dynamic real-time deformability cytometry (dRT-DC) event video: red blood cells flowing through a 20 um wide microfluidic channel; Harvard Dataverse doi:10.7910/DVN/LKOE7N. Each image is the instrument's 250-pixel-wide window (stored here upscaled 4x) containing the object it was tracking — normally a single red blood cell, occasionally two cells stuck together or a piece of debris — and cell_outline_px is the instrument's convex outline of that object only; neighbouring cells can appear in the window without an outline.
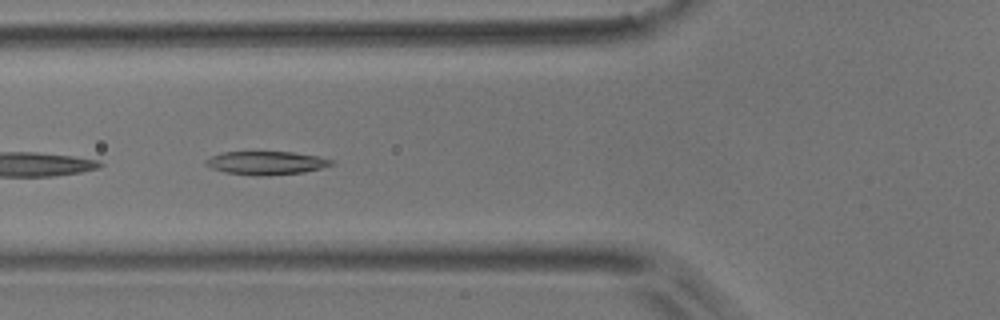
{"species": "common noctule bat (a hibernating species)", "species_latin": "Nyctalus noctula", "temperature_condition": "room temperature", "stored_images_in_passage": 8, "camera_frame_rate_fps": 3000, "um_per_image_px": 0.085, "animal": {"sex": "male", "body_mass_g": 17.9}, "frame": {"image": 1, "passage_image": 6, "time_ms": 5.667, "image_size_px": [1000, 320], "cell_outline_px": [[336, 164], [304, 172], [224, 172], [212, 168], [204, 164], [204, 160], [212, 156], [224, 152], [292, 152], [316, 156], [336, 160]], "centroid_in_image_um": [22.67, 13.78], "position_along_channel_um": 103.1, "area_um2": 15.9}}
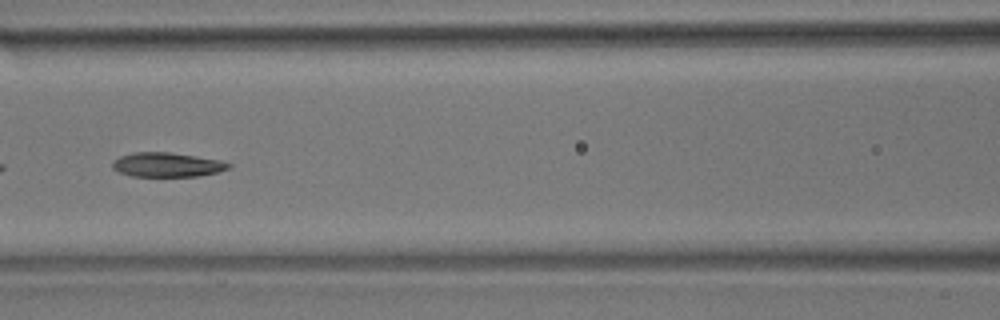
{"frame": {"image": 2, "passage_image": 7, "time_ms": 7.0, "image_size_px": [1000, 320], "cell_outline_px": [[232, 164], [228, 168], [216, 172], [196, 176], [132, 176], [120, 172], [112, 168], [112, 160], [120, 156], [132, 152], [168, 152], [220, 160]], "centroid_in_image_um": [14.14, 13.99], "position_along_channel_um": 152.5, "area_um2": 16.3}}
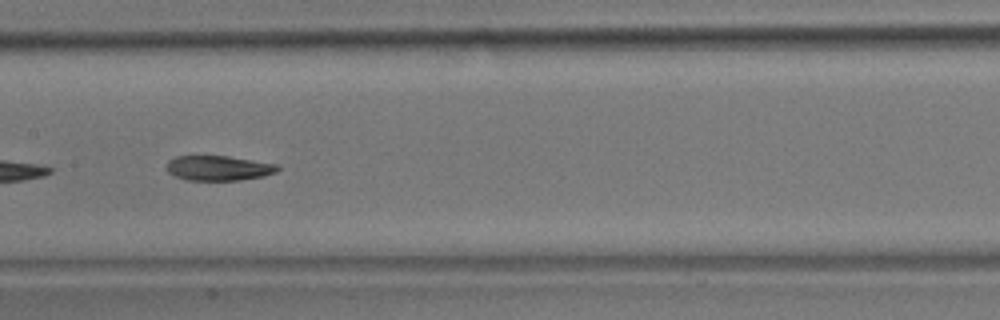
{"frame": {"image": 3, "passage_image": 8, "time_ms": 8.0, "image_size_px": [1000, 320], "cell_outline_px": [[280, 168], [276, 172], [264, 176], [240, 180], [184, 180], [168, 172], [164, 168], [168, 160], [176, 156], [228, 156], [280, 164]], "centroid_in_image_um": [18.58, 14.28], "position_along_channel_um": 188.8, "area_um2": 16.36}}